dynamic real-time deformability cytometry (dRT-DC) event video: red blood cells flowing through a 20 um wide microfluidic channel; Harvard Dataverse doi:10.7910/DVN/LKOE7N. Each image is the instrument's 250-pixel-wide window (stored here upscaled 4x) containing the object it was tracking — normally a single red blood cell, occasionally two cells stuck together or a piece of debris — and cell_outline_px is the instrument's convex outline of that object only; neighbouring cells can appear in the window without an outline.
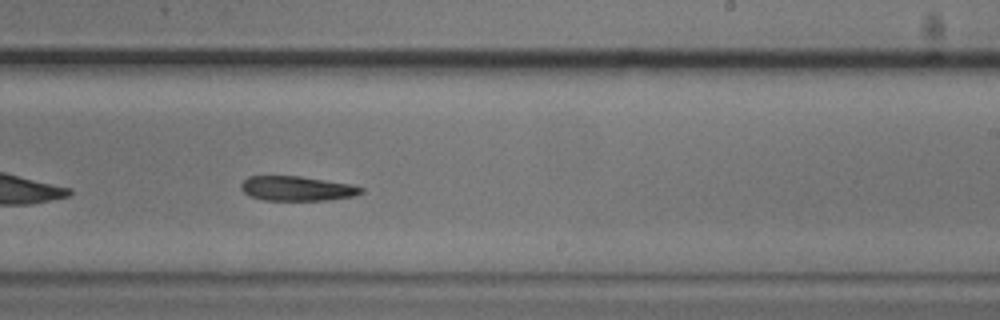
{"species": "common noctule bat (a hibernating species)", "species_latin": "Nyctalus noctula", "temperature_condition": "cold", "stored_images_in_passage": 40, "camera_frame_rate_fps": 3000, "um_per_image_px": 0.085, "animal": {"sex": "male", "body_mass_g": 20.5, "forearm_length_mm": 52.5}, "frame": {"image": 1, "passage_image": 18, "time_ms": 5.667, "image_size_px": [1000, 320], "cell_outline_px": [[364, 192], [352, 196], [324, 200], [264, 200], [248, 196], [240, 188], [240, 184], [248, 176], [300, 176], [352, 184], [364, 188]], "centroid_in_image_um": [25.22, 16.02], "position_along_channel_um": 263.8, "area_um2": 17.28}}